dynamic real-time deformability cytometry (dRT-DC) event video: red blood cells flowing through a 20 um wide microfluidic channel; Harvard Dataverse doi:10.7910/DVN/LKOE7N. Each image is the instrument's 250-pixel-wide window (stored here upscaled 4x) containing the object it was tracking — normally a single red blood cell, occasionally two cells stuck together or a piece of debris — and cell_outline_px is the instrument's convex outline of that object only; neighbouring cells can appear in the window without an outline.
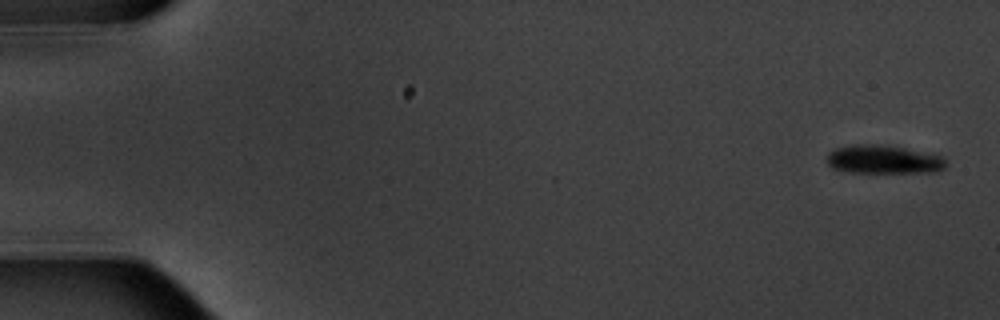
{"species": "common noctule bat (a hibernating species)", "species_latin": "Nyctalus noctula", "temperature_condition": "warm", "stored_images_in_passage": 9, "camera_frame_rate_fps": 3000, "um_per_image_px": 0.085, "animal": {"sex": "male", "body_mass_g": 20.1, "forearm_length_mm": 53.5}, "frame": {"image": 1, "passage_image": 1, "time_ms": 0.0, "image_size_px": [1000, 320], "cell_outline_px": [[948, 164], [944, 168], [936, 172], [852, 172], [832, 168], [828, 164], [828, 152], [836, 148], [856, 144], [860, 144], [904, 148], [940, 156], [948, 160]], "centroid_in_image_um": [75.12, 13.57], "position_along_channel_um": 9.9, "area_um2": 19.36}}
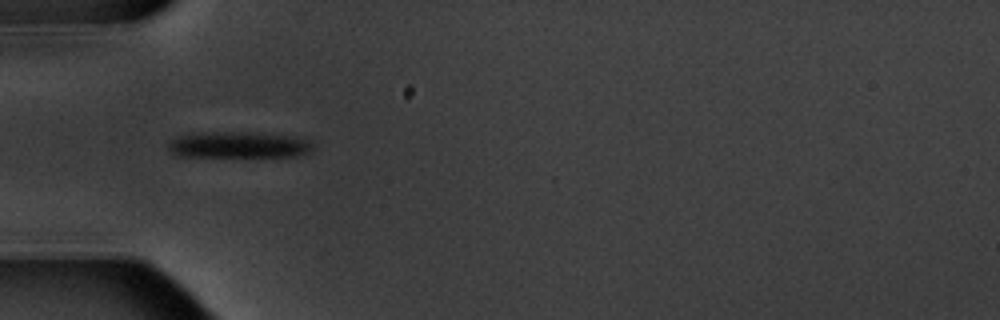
{"frame": {"image": 2, "passage_image": 6, "time_ms": 5.667, "image_size_px": [1000, 320], "cell_outline_px": [[316, 148], [312, 152], [296, 156], [176, 156], [168, 148], [168, 144], [176, 136], [200, 132], [252, 132], [296, 136], [308, 140]], "centroid_in_image_um": [20.33, 12.3], "position_along_channel_um": 64.7, "area_um2": 22.37}}